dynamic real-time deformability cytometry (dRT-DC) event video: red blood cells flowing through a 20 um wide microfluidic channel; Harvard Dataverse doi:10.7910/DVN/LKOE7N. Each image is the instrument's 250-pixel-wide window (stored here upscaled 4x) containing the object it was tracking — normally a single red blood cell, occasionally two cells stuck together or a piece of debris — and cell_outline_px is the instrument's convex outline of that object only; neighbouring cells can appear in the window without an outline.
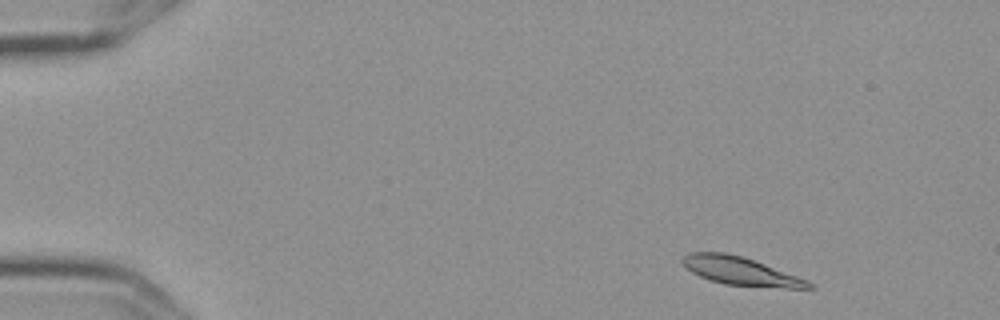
{"species": "Egyptian fruit bat (a non-hibernating species)", "species_latin": "Rousettus aegyptiacus", "temperature_condition": "cold", "stored_images_in_passage": 4, "camera_frame_rate_fps": 3000, "um_per_image_px": 0.085, "frame": {"image": 1, "passage_image": 1, "time_ms": 0.0, "image_size_px": [1000, 320], "cell_outline_px": [[816, 288], [784, 288], [724, 284], [708, 280], [692, 272], [680, 260], [684, 256], [692, 252], [724, 252], [740, 256], [764, 264], [808, 280], [816, 284]], "centroid_in_image_um": [62.98, 23.06], "position_along_channel_um": 22.0, "area_um2": 20.52}}
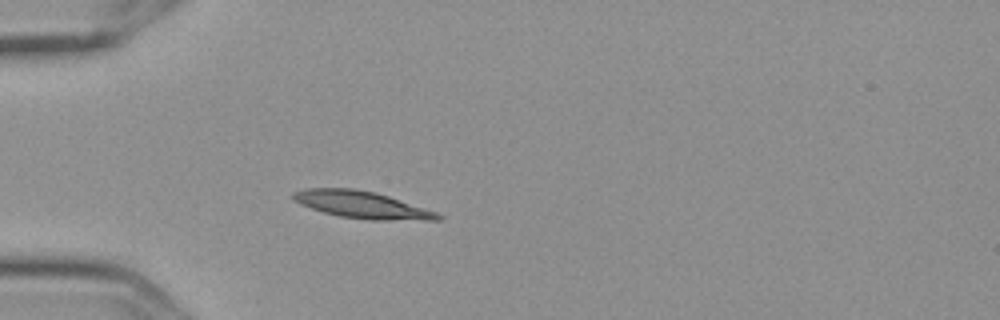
{"frame": {"image": 2, "passage_image": 4, "time_ms": 1.0, "image_size_px": [1000, 320], "cell_outline_px": [[444, 216], [440, 220], [368, 220], [340, 216], [324, 212], [300, 204], [292, 200], [292, 192], [304, 188], [356, 188], [376, 192], [436, 212]], "centroid_in_image_um": [30.73, 17.4], "position_along_channel_um": 54.3, "area_um2": 22.83}}